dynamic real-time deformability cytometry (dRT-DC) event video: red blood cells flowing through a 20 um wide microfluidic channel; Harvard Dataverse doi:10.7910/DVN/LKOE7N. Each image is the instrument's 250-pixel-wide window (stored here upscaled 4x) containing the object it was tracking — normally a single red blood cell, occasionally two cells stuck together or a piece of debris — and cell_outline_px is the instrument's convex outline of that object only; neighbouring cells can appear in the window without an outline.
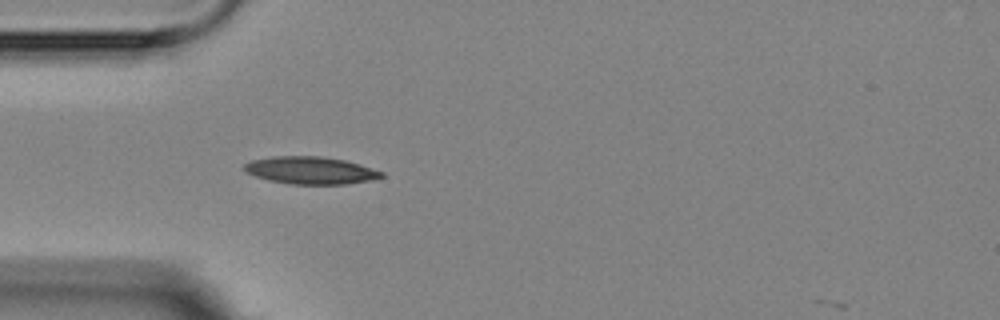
{"species": "Egyptian fruit bat (a non-hibernating species)", "species_latin": "Rousettus aegyptiacus", "temperature_condition": "room temperature", "stored_images_in_passage": 1, "camera_frame_rate_fps": 3000, "um_per_image_px": 0.085, "animal": {"sex": "female"}, "frame": {"image": 1, "passage_image": 1, "time_ms": 0.0, "image_size_px": [1000, 320], "cell_outline_px": [[384, 176], [368, 180], [344, 184], [292, 184], [268, 180], [244, 172], [244, 164], [252, 160], [272, 156], [320, 156], [344, 160], [360, 164], [384, 172]], "centroid_in_image_um": [26.37, 14.47], "position_along_channel_um": 58.6, "area_um2": 21.79}}